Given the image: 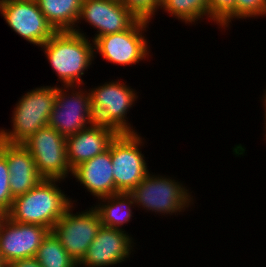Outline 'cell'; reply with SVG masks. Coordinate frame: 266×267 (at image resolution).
<instances>
[{
	"label": "cell",
	"mask_w": 266,
	"mask_h": 267,
	"mask_svg": "<svg viewBox=\"0 0 266 267\" xmlns=\"http://www.w3.org/2000/svg\"><path fill=\"white\" fill-rule=\"evenodd\" d=\"M61 86H83L84 76L94 64V42L73 31L56 32L40 46Z\"/></svg>",
	"instance_id": "6da1fadb"
},
{
	"label": "cell",
	"mask_w": 266,
	"mask_h": 267,
	"mask_svg": "<svg viewBox=\"0 0 266 267\" xmlns=\"http://www.w3.org/2000/svg\"><path fill=\"white\" fill-rule=\"evenodd\" d=\"M63 180L42 179L27 193L14 198L6 216L14 222L37 224L53 229L56 222L75 202L64 189L59 187Z\"/></svg>",
	"instance_id": "7a4b0ae2"
},
{
	"label": "cell",
	"mask_w": 266,
	"mask_h": 267,
	"mask_svg": "<svg viewBox=\"0 0 266 267\" xmlns=\"http://www.w3.org/2000/svg\"><path fill=\"white\" fill-rule=\"evenodd\" d=\"M148 172L145 178L130 192L137 210L159 216H176L191 211L196 203L190 187L182 180L169 175ZM182 181V182H181ZM190 207V208H189ZM177 214V215H176Z\"/></svg>",
	"instance_id": "3957f363"
},
{
	"label": "cell",
	"mask_w": 266,
	"mask_h": 267,
	"mask_svg": "<svg viewBox=\"0 0 266 267\" xmlns=\"http://www.w3.org/2000/svg\"><path fill=\"white\" fill-rule=\"evenodd\" d=\"M57 86H39L23 93L13 106L12 128H0V140L22 144L31 135L48 125L56 99Z\"/></svg>",
	"instance_id": "277c9868"
},
{
	"label": "cell",
	"mask_w": 266,
	"mask_h": 267,
	"mask_svg": "<svg viewBox=\"0 0 266 267\" xmlns=\"http://www.w3.org/2000/svg\"><path fill=\"white\" fill-rule=\"evenodd\" d=\"M88 91L96 123L112 127L118 133H138L127 115L137 103L139 91L118 77Z\"/></svg>",
	"instance_id": "5b68a950"
},
{
	"label": "cell",
	"mask_w": 266,
	"mask_h": 267,
	"mask_svg": "<svg viewBox=\"0 0 266 267\" xmlns=\"http://www.w3.org/2000/svg\"><path fill=\"white\" fill-rule=\"evenodd\" d=\"M150 23L153 21L138 19L128 30L98 37L94 41L95 58L99 54L106 62L121 67L148 62L152 56L146 36Z\"/></svg>",
	"instance_id": "8992f818"
},
{
	"label": "cell",
	"mask_w": 266,
	"mask_h": 267,
	"mask_svg": "<svg viewBox=\"0 0 266 267\" xmlns=\"http://www.w3.org/2000/svg\"><path fill=\"white\" fill-rule=\"evenodd\" d=\"M145 143L140 132L118 133L110 143L116 193H130L150 171L142 153Z\"/></svg>",
	"instance_id": "52a82bcc"
},
{
	"label": "cell",
	"mask_w": 266,
	"mask_h": 267,
	"mask_svg": "<svg viewBox=\"0 0 266 267\" xmlns=\"http://www.w3.org/2000/svg\"><path fill=\"white\" fill-rule=\"evenodd\" d=\"M95 123L88 89L83 86H57L48 127L67 137Z\"/></svg>",
	"instance_id": "ba28073f"
},
{
	"label": "cell",
	"mask_w": 266,
	"mask_h": 267,
	"mask_svg": "<svg viewBox=\"0 0 266 267\" xmlns=\"http://www.w3.org/2000/svg\"><path fill=\"white\" fill-rule=\"evenodd\" d=\"M22 145L30 152L43 179L66 181L73 171L67 160L66 137L51 127L39 129Z\"/></svg>",
	"instance_id": "9c48e42d"
},
{
	"label": "cell",
	"mask_w": 266,
	"mask_h": 267,
	"mask_svg": "<svg viewBox=\"0 0 266 267\" xmlns=\"http://www.w3.org/2000/svg\"><path fill=\"white\" fill-rule=\"evenodd\" d=\"M77 204L73 203L56 222L51 230L59 239L66 252L79 263L101 228V218L91 206L85 210L73 212Z\"/></svg>",
	"instance_id": "30bf717a"
},
{
	"label": "cell",
	"mask_w": 266,
	"mask_h": 267,
	"mask_svg": "<svg viewBox=\"0 0 266 267\" xmlns=\"http://www.w3.org/2000/svg\"><path fill=\"white\" fill-rule=\"evenodd\" d=\"M137 20L138 18L119 0H82L73 32L87 36L80 24L88 23L96 32L92 35L93 38L89 37L94 42L98 37L128 30Z\"/></svg>",
	"instance_id": "8fae6325"
},
{
	"label": "cell",
	"mask_w": 266,
	"mask_h": 267,
	"mask_svg": "<svg viewBox=\"0 0 266 267\" xmlns=\"http://www.w3.org/2000/svg\"><path fill=\"white\" fill-rule=\"evenodd\" d=\"M0 14L13 32L38 48L56 33L36 0H2Z\"/></svg>",
	"instance_id": "7c38bea8"
},
{
	"label": "cell",
	"mask_w": 266,
	"mask_h": 267,
	"mask_svg": "<svg viewBox=\"0 0 266 267\" xmlns=\"http://www.w3.org/2000/svg\"><path fill=\"white\" fill-rule=\"evenodd\" d=\"M136 241L126 230L101 226L78 267H114L125 263L134 257Z\"/></svg>",
	"instance_id": "4fadbf2b"
},
{
	"label": "cell",
	"mask_w": 266,
	"mask_h": 267,
	"mask_svg": "<svg viewBox=\"0 0 266 267\" xmlns=\"http://www.w3.org/2000/svg\"><path fill=\"white\" fill-rule=\"evenodd\" d=\"M50 230L37 224L14 222L6 215L0 222V257L6 266L18 259L35 257Z\"/></svg>",
	"instance_id": "5bb4252c"
},
{
	"label": "cell",
	"mask_w": 266,
	"mask_h": 267,
	"mask_svg": "<svg viewBox=\"0 0 266 267\" xmlns=\"http://www.w3.org/2000/svg\"><path fill=\"white\" fill-rule=\"evenodd\" d=\"M118 132L112 127L94 123L66 137L67 160L72 171L89 159L106 151Z\"/></svg>",
	"instance_id": "9a60e30c"
},
{
	"label": "cell",
	"mask_w": 266,
	"mask_h": 267,
	"mask_svg": "<svg viewBox=\"0 0 266 267\" xmlns=\"http://www.w3.org/2000/svg\"><path fill=\"white\" fill-rule=\"evenodd\" d=\"M73 178L95 199L116 194L110 145L103 153L77 166Z\"/></svg>",
	"instance_id": "2e32d148"
},
{
	"label": "cell",
	"mask_w": 266,
	"mask_h": 267,
	"mask_svg": "<svg viewBox=\"0 0 266 267\" xmlns=\"http://www.w3.org/2000/svg\"><path fill=\"white\" fill-rule=\"evenodd\" d=\"M6 160L10 173V191L14 198L27 193L43 179L32 155L22 144L6 142Z\"/></svg>",
	"instance_id": "e0dca14e"
},
{
	"label": "cell",
	"mask_w": 266,
	"mask_h": 267,
	"mask_svg": "<svg viewBox=\"0 0 266 267\" xmlns=\"http://www.w3.org/2000/svg\"><path fill=\"white\" fill-rule=\"evenodd\" d=\"M95 204L93 207L100 215L102 226L121 230L132 221L136 209L133 196L125 192L98 198Z\"/></svg>",
	"instance_id": "ac0fdd59"
},
{
	"label": "cell",
	"mask_w": 266,
	"mask_h": 267,
	"mask_svg": "<svg viewBox=\"0 0 266 267\" xmlns=\"http://www.w3.org/2000/svg\"><path fill=\"white\" fill-rule=\"evenodd\" d=\"M41 12L56 32L73 31L82 0H36Z\"/></svg>",
	"instance_id": "d6986e66"
},
{
	"label": "cell",
	"mask_w": 266,
	"mask_h": 267,
	"mask_svg": "<svg viewBox=\"0 0 266 267\" xmlns=\"http://www.w3.org/2000/svg\"><path fill=\"white\" fill-rule=\"evenodd\" d=\"M163 14L178 19L185 25H196L201 21H209L208 0H166L160 6ZM205 18V19H204Z\"/></svg>",
	"instance_id": "ffe728a7"
},
{
	"label": "cell",
	"mask_w": 266,
	"mask_h": 267,
	"mask_svg": "<svg viewBox=\"0 0 266 267\" xmlns=\"http://www.w3.org/2000/svg\"><path fill=\"white\" fill-rule=\"evenodd\" d=\"M35 258L41 267H78L52 231L42 241Z\"/></svg>",
	"instance_id": "44dd1931"
},
{
	"label": "cell",
	"mask_w": 266,
	"mask_h": 267,
	"mask_svg": "<svg viewBox=\"0 0 266 267\" xmlns=\"http://www.w3.org/2000/svg\"><path fill=\"white\" fill-rule=\"evenodd\" d=\"M235 4L236 0H208L209 22L217 24L219 31L229 30L235 21Z\"/></svg>",
	"instance_id": "7402d4cb"
},
{
	"label": "cell",
	"mask_w": 266,
	"mask_h": 267,
	"mask_svg": "<svg viewBox=\"0 0 266 267\" xmlns=\"http://www.w3.org/2000/svg\"><path fill=\"white\" fill-rule=\"evenodd\" d=\"M10 173L6 160V142L0 140V211L5 215L10 211L14 197L10 191Z\"/></svg>",
	"instance_id": "603a6c76"
},
{
	"label": "cell",
	"mask_w": 266,
	"mask_h": 267,
	"mask_svg": "<svg viewBox=\"0 0 266 267\" xmlns=\"http://www.w3.org/2000/svg\"><path fill=\"white\" fill-rule=\"evenodd\" d=\"M266 17V0H236L235 21Z\"/></svg>",
	"instance_id": "cb8c5ba5"
},
{
	"label": "cell",
	"mask_w": 266,
	"mask_h": 267,
	"mask_svg": "<svg viewBox=\"0 0 266 267\" xmlns=\"http://www.w3.org/2000/svg\"><path fill=\"white\" fill-rule=\"evenodd\" d=\"M138 19L152 22L159 13L160 5L156 0H119Z\"/></svg>",
	"instance_id": "d4e9b609"
},
{
	"label": "cell",
	"mask_w": 266,
	"mask_h": 267,
	"mask_svg": "<svg viewBox=\"0 0 266 267\" xmlns=\"http://www.w3.org/2000/svg\"><path fill=\"white\" fill-rule=\"evenodd\" d=\"M6 267H41L35 257L18 259L10 262Z\"/></svg>",
	"instance_id": "484cf974"
},
{
	"label": "cell",
	"mask_w": 266,
	"mask_h": 267,
	"mask_svg": "<svg viewBox=\"0 0 266 267\" xmlns=\"http://www.w3.org/2000/svg\"><path fill=\"white\" fill-rule=\"evenodd\" d=\"M266 88V87H265ZM261 98V102H262V107H263V110H264V118H263V120H264V128H263V130H264V132H263V137H265L264 138V140L266 141V89H263V95H262V97H260ZM265 133V134H264Z\"/></svg>",
	"instance_id": "4316f807"
},
{
	"label": "cell",
	"mask_w": 266,
	"mask_h": 267,
	"mask_svg": "<svg viewBox=\"0 0 266 267\" xmlns=\"http://www.w3.org/2000/svg\"><path fill=\"white\" fill-rule=\"evenodd\" d=\"M164 1H166V0H156V2H157L160 6L164 3Z\"/></svg>",
	"instance_id": "83f0119b"
},
{
	"label": "cell",
	"mask_w": 266,
	"mask_h": 267,
	"mask_svg": "<svg viewBox=\"0 0 266 267\" xmlns=\"http://www.w3.org/2000/svg\"><path fill=\"white\" fill-rule=\"evenodd\" d=\"M4 216H5V214L2 211H0V222L4 218Z\"/></svg>",
	"instance_id": "f1b7e54d"
},
{
	"label": "cell",
	"mask_w": 266,
	"mask_h": 267,
	"mask_svg": "<svg viewBox=\"0 0 266 267\" xmlns=\"http://www.w3.org/2000/svg\"><path fill=\"white\" fill-rule=\"evenodd\" d=\"M0 267H6V266L3 264L2 260H1V257H0Z\"/></svg>",
	"instance_id": "f546056e"
}]
</instances>
